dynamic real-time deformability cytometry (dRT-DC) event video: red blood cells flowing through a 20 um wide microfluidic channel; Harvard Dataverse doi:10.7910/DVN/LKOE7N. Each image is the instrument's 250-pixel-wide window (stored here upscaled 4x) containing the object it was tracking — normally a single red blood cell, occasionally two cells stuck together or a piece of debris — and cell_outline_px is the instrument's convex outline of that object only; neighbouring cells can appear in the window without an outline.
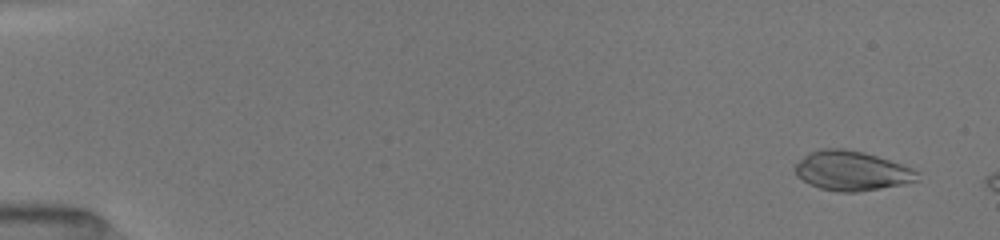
{"species": "common noctule bat (a hibernating species)", "species_latin": "Nyctalus noctula", "temperature_condition": "room temperature", "stored_images_in_passage": 7, "camera_frame_rate_fps": 3000, "um_per_image_px": 0.085, "animal": {"sex": "female", "body_mass_g": 19.5, "forearm_length_mm": 54.1}, "frame": {"image": 1, "passage_image": 2, "time_ms": 0.667, "image_size_px": [1000, 240], "cell_outline_px": [[920, 180], [904, 184], [856, 192], [836, 192], [820, 188], [808, 184], [796, 176], [796, 164], [808, 152], [820, 148], [844, 148], [864, 152], [912, 168], [920, 172]], "centroid_in_image_um": [72.4, 14.52], "position_along_channel_um": 12.6, "area_um2": 28.32}}